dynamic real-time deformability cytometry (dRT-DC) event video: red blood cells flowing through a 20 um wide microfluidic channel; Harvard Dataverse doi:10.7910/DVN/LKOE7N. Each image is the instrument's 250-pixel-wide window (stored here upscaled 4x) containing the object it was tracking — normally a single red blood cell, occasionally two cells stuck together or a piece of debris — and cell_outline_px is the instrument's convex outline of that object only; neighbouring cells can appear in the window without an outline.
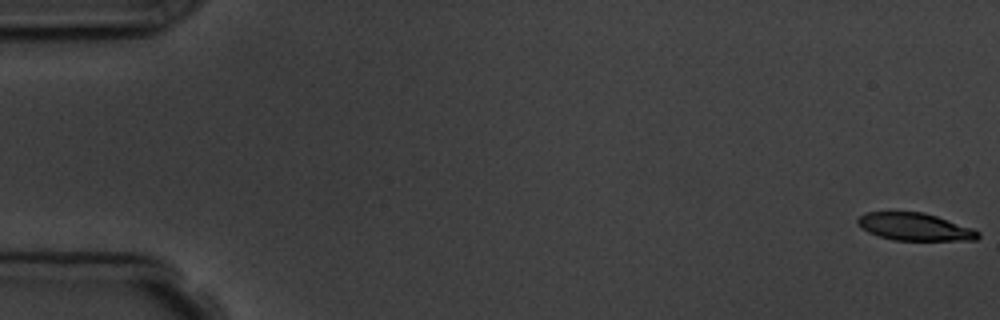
{"species": "common noctule bat (a hibernating species)", "species_latin": "Nyctalus noctula", "temperature_condition": "room temperature", "stored_images_in_passage": 5, "camera_frame_rate_fps": 3000, "um_per_image_px": 0.085, "animal": {"sex": "male", "body_mass_g": 19.5, "forearm_length_mm": 54.6}, "frame": {"image": 1, "passage_image": 1, "time_ms": 0.0, "image_size_px": [1000, 320], "cell_outline_px": [[980, 236], [976, 240], [892, 240], [868, 232], [860, 228], [856, 220], [860, 216], [868, 212], [924, 212], [972, 228], [980, 232]], "centroid_in_image_um": [77.75, 19.28], "position_along_channel_um": 7.3, "area_um2": 19.19}}
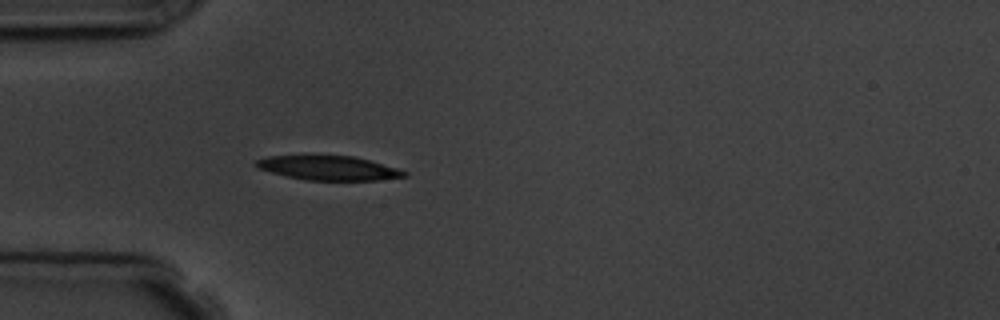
{"frame": {"image": 2, "passage_image": 5, "time_ms": 5.333, "image_size_px": [1000, 320], "cell_outline_px": [[408, 176], [376, 180], [304, 180], [272, 172], [260, 168], [252, 164], [256, 160], [268, 156], [304, 152], [352, 156], [368, 160], [396, 168], [408, 172]], "centroid_in_image_um": [27.83, 14.22], "position_along_channel_um": 57.2, "area_um2": 21.79}}